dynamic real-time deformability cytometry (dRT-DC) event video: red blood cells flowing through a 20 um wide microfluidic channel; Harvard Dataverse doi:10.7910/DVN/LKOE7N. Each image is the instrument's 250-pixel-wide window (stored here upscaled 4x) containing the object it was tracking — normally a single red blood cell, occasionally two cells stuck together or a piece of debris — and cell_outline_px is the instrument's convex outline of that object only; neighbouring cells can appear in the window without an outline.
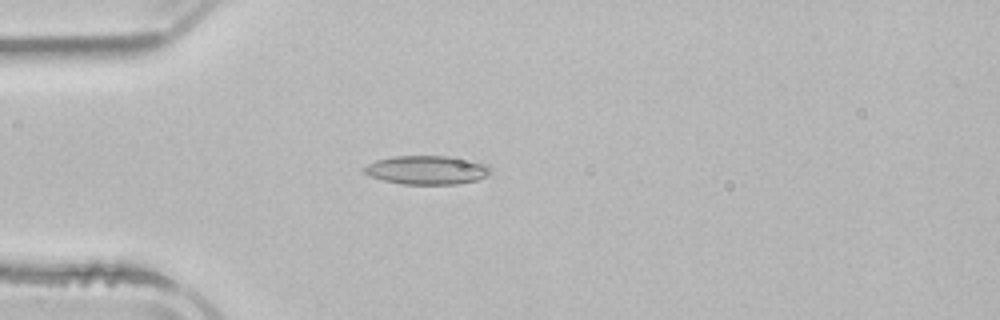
{"species": "common noctule bat (a hibernating species)", "species_latin": "Nyctalus noctula", "temperature_condition": "room temperature", "stored_images_in_passage": 3, "camera_frame_rate_fps": 3000, "um_per_image_px": 0.085, "animal": {"sex": "male", "body_mass_g": 21.5, "forearm_length_mm": 52.0}, "frame": {"image": 1, "passage_image": 3, "time_ms": 2.667, "image_size_px": [1000, 320], "cell_outline_px": [[488, 172], [484, 176], [476, 180], [456, 184], [400, 184], [384, 180], [372, 176], [364, 172], [364, 168], [368, 164], [376, 160], [392, 156], [448, 156], [484, 164], [488, 168]], "centroid_in_image_um": [36.21, 14.45], "position_along_channel_um": 48.8, "area_um2": 20.63}}